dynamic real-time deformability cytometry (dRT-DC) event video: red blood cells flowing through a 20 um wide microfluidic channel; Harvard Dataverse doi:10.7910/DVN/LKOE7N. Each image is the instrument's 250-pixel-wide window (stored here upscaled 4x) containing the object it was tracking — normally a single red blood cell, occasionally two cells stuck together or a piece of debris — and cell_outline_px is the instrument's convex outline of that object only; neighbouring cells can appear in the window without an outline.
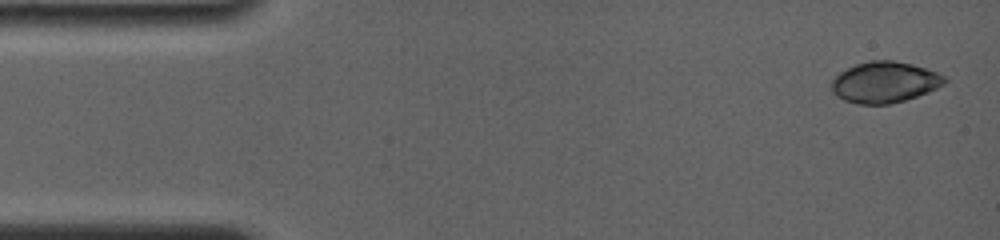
{"species": "common noctule bat (a hibernating species)", "species_latin": "Nyctalus noctula", "temperature_condition": "room temperature", "stored_images_in_passage": 5, "camera_frame_rate_fps": 4000, "um_per_image_px": 0.085, "animal": {"sex": "female", "body_mass_g": 19.0, "forearm_length_mm": 56.7}, "frame": {"image": 1, "passage_image": 1, "time_ms": 0.0, "image_size_px": [1000, 240], "cell_outline_px": [[948, 80], [944, 84], [928, 92], [904, 100], [888, 104], [860, 104], [844, 100], [836, 96], [832, 92], [832, 80], [840, 72], [856, 64], [868, 60], [892, 60], [912, 64], [936, 72], [944, 76]], "centroid_in_image_um": [75.18, 6.98], "position_along_channel_um": 9.8, "area_um2": 26.88}}
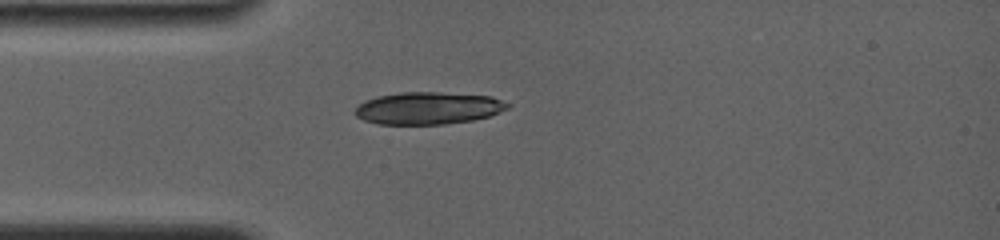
{"frame": {"image": 2, "passage_image": 5, "time_ms": 3.75, "image_size_px": [1000, 240], "cell_outline_px": [[512, 104], [508, 108], [500, 112], [488, 116], [472, 120], [444, 124], [376, 124], [364, 120], [356, 116], [352, 112], [364, 100], [376, 96], [400, 92], [440, 92], [492, 96]], "centroid_in_image_um": [36.38, 9.18], "position_along_channel_um": 48.6, "area_um2": 28.9}}